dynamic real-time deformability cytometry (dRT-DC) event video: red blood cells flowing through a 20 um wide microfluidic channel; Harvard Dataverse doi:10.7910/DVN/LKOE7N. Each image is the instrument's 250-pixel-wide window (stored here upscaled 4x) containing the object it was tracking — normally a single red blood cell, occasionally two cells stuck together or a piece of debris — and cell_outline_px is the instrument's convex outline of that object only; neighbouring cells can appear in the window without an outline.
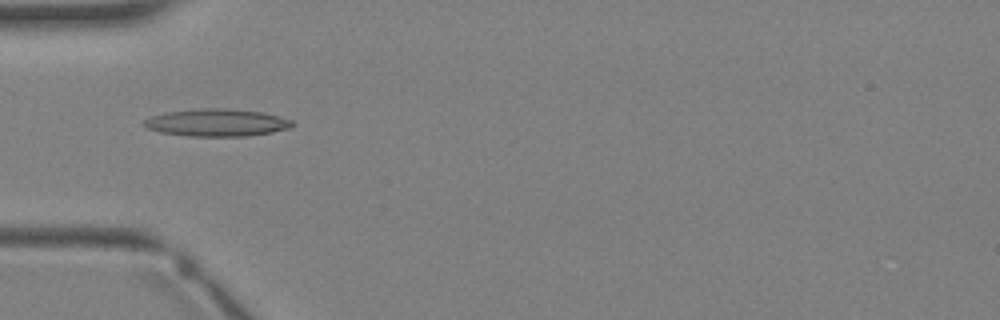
{"species": "Egyptian fruit bat (a non-hibernating species)", "species_latin": "Rousettus aegyptiacus", "temperature_condition": "warm", "stored_images_in_passage": 1, "camera_frame_rate_fps": 3000, "um_per_image_px": 0.085, "animal": {"sex": "female"}, "frame": {"image": 1, "passage_image": 1, "time_ms": 0.0, "image_size_px": [1000, 320], "cell_outline_px": [[292, 128], [272, 132], [244, 136], [188, 136], [160, 132], [148, 128], [144, 124], [144, 120], [152, 116], [164, 112], [204, 108], [228, 108], [260, 112], [292, 120]], "centroid_in_image_um": [18.42, 10.42], "position_along_channel_um": 66.6, "area_um2": 23.47}}